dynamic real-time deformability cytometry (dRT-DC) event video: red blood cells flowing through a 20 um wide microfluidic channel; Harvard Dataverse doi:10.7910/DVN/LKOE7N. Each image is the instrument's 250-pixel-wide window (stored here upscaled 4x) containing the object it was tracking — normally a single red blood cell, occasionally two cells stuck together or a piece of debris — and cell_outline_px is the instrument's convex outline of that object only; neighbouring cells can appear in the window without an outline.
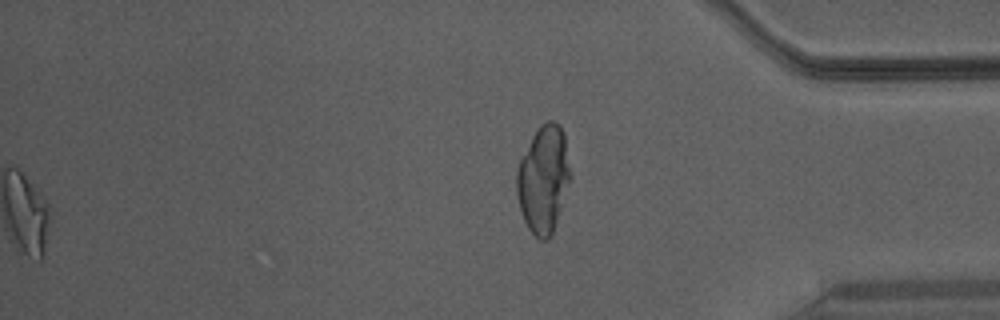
{"species": "Egyptian fruit bat (a non-hibernating species)", "species_latin": "Rousettus aegyptiacus", "temperature_condition": "warm", "stored_images_in_passage": 46, "segment_of_instrument_passage": [2, 2], "camera_frame_rate_fps": 3000, "um_per_image_px": 0.085, "animal": {"sex": "male"}, "frame": {"image": 1, "passage_image": 46, "time_ms": 15.0, "image_size_px": [1000, 320], "cell_outline_px": [[568, 184], [552, 232], [548, 240], [540, 240], [528, 228], [524, 220], [516, 196], [516, 172], [520, 160], [536, 128], [540, 124], [548, 120], [556, 120], [560, 124], [564, 132], [568, 168]], "centroid_in_image_um": [46.14, 15.19], "position_along_channel_um": 389.1, "area_um2": 32.89}}